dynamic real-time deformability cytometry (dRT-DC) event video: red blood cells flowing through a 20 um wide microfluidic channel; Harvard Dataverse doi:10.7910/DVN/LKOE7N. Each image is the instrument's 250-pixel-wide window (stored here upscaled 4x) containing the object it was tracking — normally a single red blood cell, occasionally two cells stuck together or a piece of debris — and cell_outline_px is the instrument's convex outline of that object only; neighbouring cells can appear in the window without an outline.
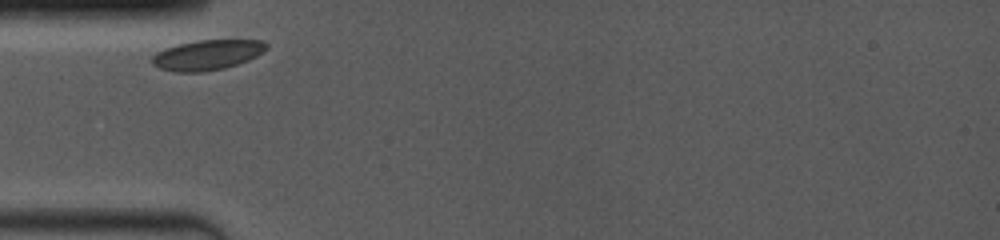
{"species": "common noctule bat (a hibernating species)", "species_latin": "Nyctalus noctula", "temperature_condition": "room temperature", "stored_images_in_passage": 8, "camera_frame_rate_fps": 4000, "um_per_image_px": 0.085, "animal": {"sex": "female", "body_mass_g": 19.0, "forearm_length_mm": 53.3}, "frame": {"image": 1, "passage_image": 1, "time_ms": 0.0, "image_size_px": [1000, 240], "cell_outline_px": [[268, 48], [256, 56], [248, 60], [224, 68], [204, 72], [172, 72], [160, 68], [152, 64], [152, 56], [156, 52], [164, 48], [176, 44], [196, 40], [264, 40], [268, 44]], "centroid_in_image_um": [17.59, 4.66], "position_along_channel_um": 67.4, "area_um2": 20.23}}
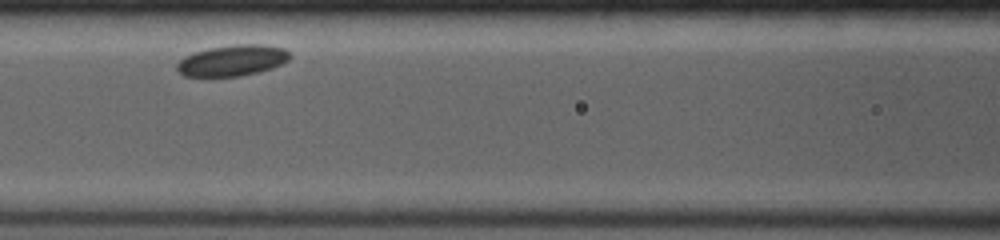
{"frame": {"image": 2, "passage_image": 6, "time_ms": 2.25, "image_size_px": [1000, 240], "cell_outline_px": [[292, 56], [288, 60], [272, 68], [240, 76], [184, 76], [176, 68], [176, 64], [184, 56], [208, 48], [236, 44], [264, 44], [284, 48]], "centroid_in_image_um": [19.76, 5.13], "position_along_channel_um": 146.8, "area_um2": 20.29}}
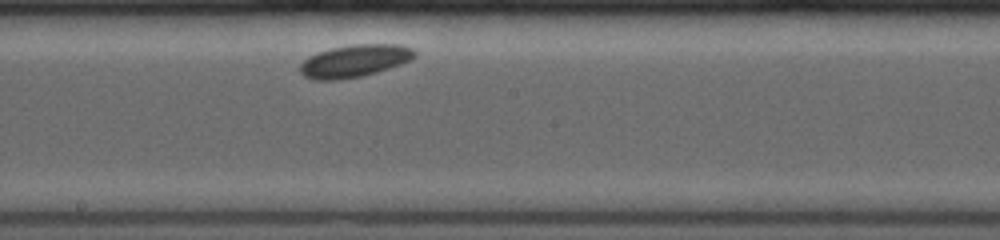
{"frame": {"image": 3, "passage_image": 8, "time_ms": 4.25, "image_size_px": [1000, 240], "cell_outline_px": [[416, 56], [400, 64], [376, 72], [360, 76], [336, 80], [312, 80], [304, 76], [300, 72], [300, 64], [308, 56], [332, 48], [352, 44], [400, 44], [412, 48], [416, 52]], "centroid_in_image_um": [30.12, 5.17], "position_along_channel_um": 218.1, "area_um2": 21.5}}